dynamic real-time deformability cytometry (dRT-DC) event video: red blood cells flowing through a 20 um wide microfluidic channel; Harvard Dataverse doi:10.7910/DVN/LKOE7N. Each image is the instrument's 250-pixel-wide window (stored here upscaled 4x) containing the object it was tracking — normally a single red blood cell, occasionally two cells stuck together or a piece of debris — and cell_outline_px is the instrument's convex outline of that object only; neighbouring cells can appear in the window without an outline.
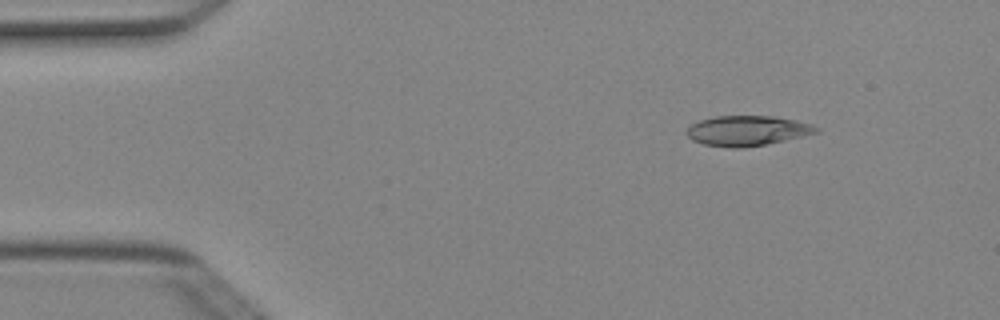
{"species": "Egyptian fruit bat (a non-hibernating species)", "species_latin": "Rousettus aegyptiacus", "temperature_condition": "cold", "stored_images_in_passage": 4, "camera_frame_rate_fps": 3000, "um_per_image_px": 0.085, "animal": {"sex": "female"}, "frame": {"image": 1, "passage_image": 1, "time_ms": 0.0, "image_size_px": [1000, 320], "cell_outline_px": [[820, 132], [784, 140], [744, 148], [732, 148], [704, 144], [692, 140], [688, 136], [688, 128], [692, 124], [700, 120], [716, 116], [772, 116], [796, 120], [812, 124], [820, 128]], "centroid_in_image_um": [63.55, 11.11], "position_along_channel_um": 21.5, "area_um2": 22.54}}